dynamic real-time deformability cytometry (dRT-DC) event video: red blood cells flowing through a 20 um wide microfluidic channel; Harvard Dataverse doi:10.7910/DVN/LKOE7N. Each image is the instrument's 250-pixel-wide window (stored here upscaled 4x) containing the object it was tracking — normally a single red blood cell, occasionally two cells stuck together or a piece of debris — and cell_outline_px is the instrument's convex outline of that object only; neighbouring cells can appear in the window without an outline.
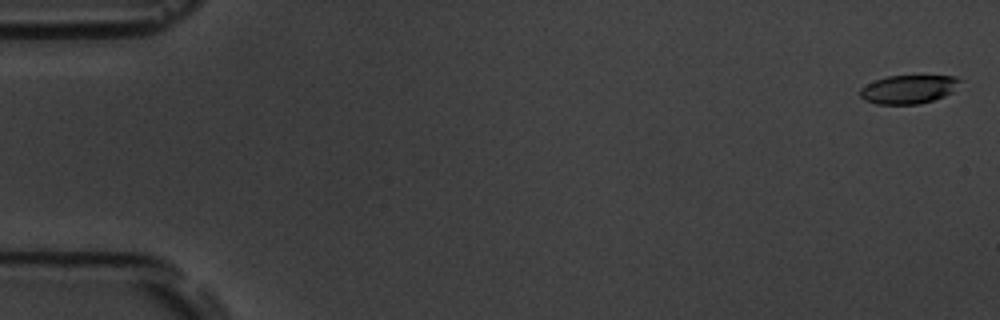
{"species": "common noctule bat (a hibernating species)", "species_latin": "Nyctalus noctula", "temperature_condition": "room temperature", "stored_images_in_passage": 54, "camera_frame_rate_fps": 3000, "um_per_image_px": 0.085, "animal": {"sex": "male", "body_mass_g": 19.5, "forearm_length_mm": 54.6}, "frame": {"image": 1, "passage_image": 1, "time_ms": 0.0, "image_size_px": [1000, 320], "cell_outline_px": [[964, 80], [952, 92], [944, 96], [920, 104], [876, 104], [864, 100], [860, 96], [860, 88], [876, 80], [888, 76], [956, 76]], "centroid_in_image_um": [77.25, 7.59], "position_along_channel_um": 7.7, "area_um2": 16.65}}
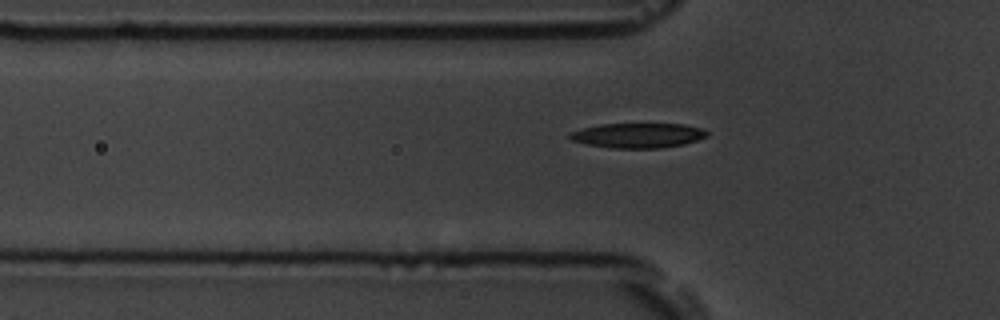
{"frame": {"image": 2, "passage_image": 18, "time_ms": 5.667, "image_size_px": [1000, 320], "cell_outline_px": [[708, 136], [684, 144], [660, 148], [612, 148], [588, 144], [572, 140], [568, 136], [568, 132], [600, 124], [684, 124], [700, 128], [708, 132]], "centroid_in_image_um": [54.22, 11.51], "position_along_channel_um": 71.6, "area_um2": 19.71}}
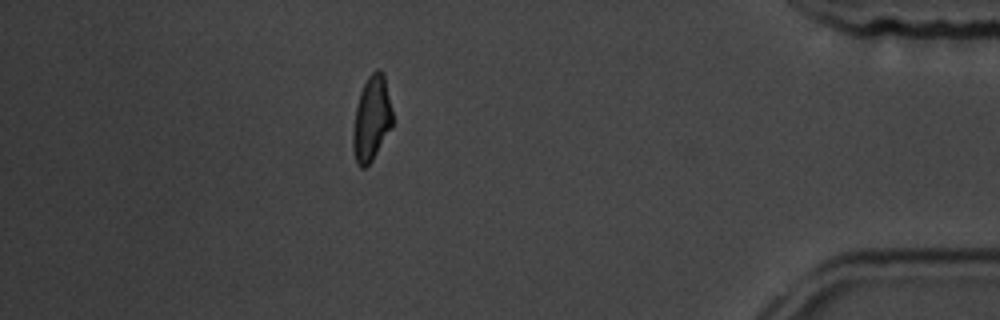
{"frame": {"image": 3, "passage_image": 48, "time_ms": 15.667, "image_size_px": [1000, 320], "cell_outline_px": [[392, 128], [372, 160], [364, 168], [360, 168], [356, 164], [352, 148], [352, 132], [356, 108], [360, 92], [368, 76], [376, 68], [380, 68], [384, 76], [392, 108]], "centroid_in_image_um": [31.57, 10.1], "position_along_channel_um": 403.6, "area_um2": 19.71}, "authors_computed_cell_mechanics": {"area_um2": 19.5075, "velocity_mm_per_s": 3.7659, "shape_relaxation_time_tau1_ms": 3.6232, "shape_relaxation_time_tau2_ms": 2.1265, "deformation_change_tau1": 0.1554, "deformation_change_tau2": 0.0952}}